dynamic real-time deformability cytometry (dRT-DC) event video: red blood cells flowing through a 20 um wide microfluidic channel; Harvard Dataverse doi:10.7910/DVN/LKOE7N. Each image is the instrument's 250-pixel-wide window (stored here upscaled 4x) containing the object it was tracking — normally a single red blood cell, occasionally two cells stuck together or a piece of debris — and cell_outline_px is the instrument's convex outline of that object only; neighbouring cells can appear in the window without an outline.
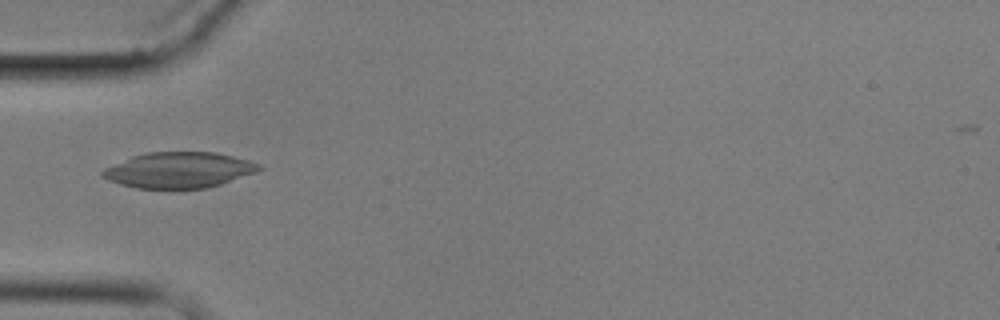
{"species": "common noctule bat (a hibernating species)", "species_latin": "Nyctalus noctula", "temperature_condition": "cold", "stored_images_in_passage": 5, "camera_frame_rate_fps": 3000, "um_per_image_px": 0.085, "animal": {"sex": "male", "body_mass_g": 17.9}, "frame": {"image": 1, "passage_image": 2, "time_ms": 1.0, "image_size_px": [1000, 320], "cell_outline_px": [[264, 168], [256, 172], [220, 184], [204, 188], [136, 188], [120, 184], [108, 180], [100, 176], [100, 172], [104, 168], [132, 156], [148, 152], [216, 152], [248, 160], [260, 164]], "centroid_in_image_um": [15.18, 14.45], "position_along_channel_um": 69.8, "area_um2": 32.48}}
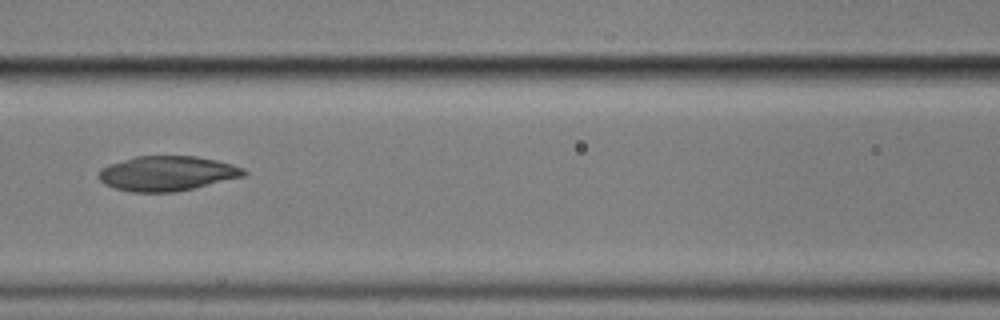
{"frame": {"image": 2, "passage_image": 4, "time_ms": 3.333, "image_size_px": [1000, 320], "cell_outline_px": [[248, 172], [244, 176], [176, 192], [132, 192], [112, 188], [104, 184], [96, 176], [100, 168], [108, 164], [136, 156], [196, 156], [216, 160], [232, 164], [244, 168]], "centroid_in_image_um": [14.16, 14.74], "position_along_channel_um": 152.4, "area_um2": 29.65}}
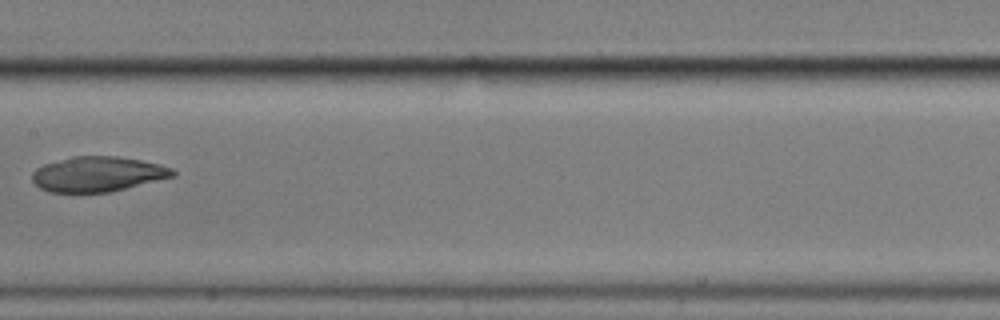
{"frame": {"image": 3, "passage_image": 5, "time_ms": 4.667, "image_size_px": [1000, 320], "cell_outline_px": [[176, 176], [112, 192], [48, 192], [40, 188], [32, 180], [32, 172], [36, 168], [44, 164], [72, 156], [116, 156], [140, 160], [160, 164], [172, 168], [176, 172]], "centroid_in_image_um": [8.33, 14.8], "position_along_channel_um": 199.1, "area_um2": 28.9}}